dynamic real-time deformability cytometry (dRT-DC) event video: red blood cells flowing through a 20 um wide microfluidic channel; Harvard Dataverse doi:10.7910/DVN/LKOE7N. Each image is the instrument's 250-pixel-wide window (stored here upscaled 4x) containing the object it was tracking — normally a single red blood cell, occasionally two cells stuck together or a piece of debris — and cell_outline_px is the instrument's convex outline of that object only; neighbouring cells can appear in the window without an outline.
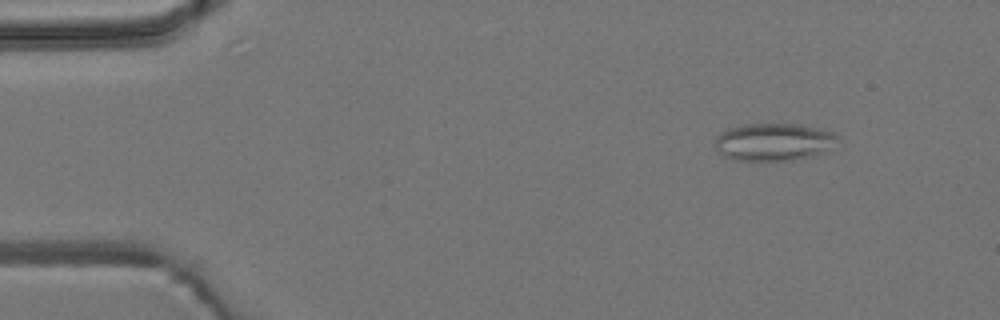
{"species": "common noctule bat (a hibernating species)", "species_latin": "Nyctalus noctula", "temperature_condition": "room temperature", "stored_images_in_passage": 6, "camera_frame_rate_fps": 3000, "um_per_image_px": 0.085, "animal": {"sex": "male", "body_mass_g": 19.2, "forearm_length_mm": 51.8}, "frame": {"image": 1, "passage_image": 1, "time_ms": 0.0, "image_size_px": [1000, 320], "cell_outline_px": [[836, 136], [824, 152], [812, 156], [792, 160], [732, 160], [724, 156], [716, 148], [716, 136], [720, 132], [728, 128], [748, 124], [800, 124], [832, 132]], "centroid_in_image_um": [65.68, 12.06], "position_along_channel_um": 19.3, "area_um2": 26.3}}
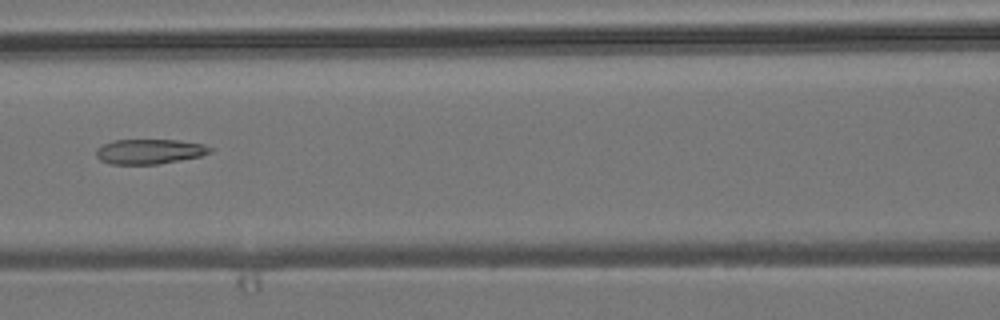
{"frame": {"image": 2, "passage_image": 6, "time_ms": 5.667, "image_size_px": [1000, 320], "cell_outline_px": [[216, 148], [212, 152], [200, 156], [180, 160], [156, 164], [108, 164], [100, 160], [96, 156], [96, 148], [112, 140], [180, 140], [204, 144]], "centroid_in_image_um": [12.73, 12.87], "position_along_channel_um": 153.9, "area_um2": 16.7}}